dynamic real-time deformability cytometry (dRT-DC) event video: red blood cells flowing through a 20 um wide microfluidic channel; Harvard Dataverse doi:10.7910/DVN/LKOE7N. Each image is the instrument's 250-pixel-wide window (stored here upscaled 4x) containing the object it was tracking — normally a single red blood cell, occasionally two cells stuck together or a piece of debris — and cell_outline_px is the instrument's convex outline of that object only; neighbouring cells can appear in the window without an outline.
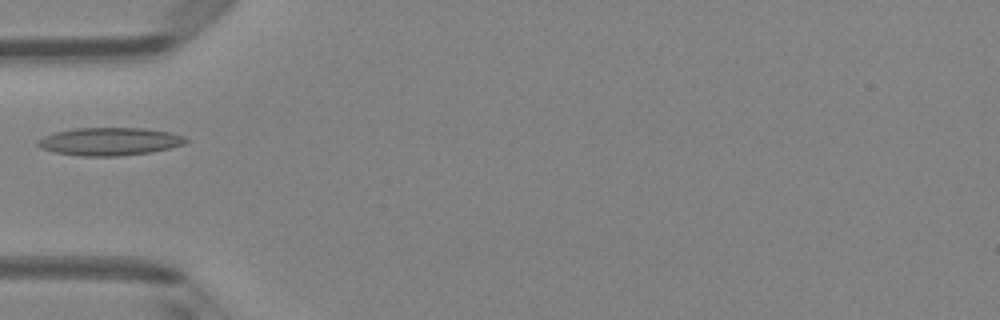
{"species": "Egyptian fruit bat (a non-hibernating species)", "species_latin": "Rousettus aegyptiacus", "temperature_condition": "room temperature", "stored_images_in_passage": 5, "camera_frame_rate_fps": 3000, "um_per_image_px": 0.085, "animal": {"sex": "female"}, "frame": {"image": 1, "passage_image": 5, "time_ms": 5.333, "image_size_px": [1000, 320], "cell_outline_px": [[188, 140], [184, 144], [152, 152], [120, 156], [80, 156], [56, 152], [40, 148], [36, 144], [36, 140], [44, 136], [56, 132], [76, 128], [144, 128], [168, 132], [184, 136]], "centroid_in_image_um": [9.3, 12.03], "position_along_channel_um": 75.7, "area_um2": 23.99}}